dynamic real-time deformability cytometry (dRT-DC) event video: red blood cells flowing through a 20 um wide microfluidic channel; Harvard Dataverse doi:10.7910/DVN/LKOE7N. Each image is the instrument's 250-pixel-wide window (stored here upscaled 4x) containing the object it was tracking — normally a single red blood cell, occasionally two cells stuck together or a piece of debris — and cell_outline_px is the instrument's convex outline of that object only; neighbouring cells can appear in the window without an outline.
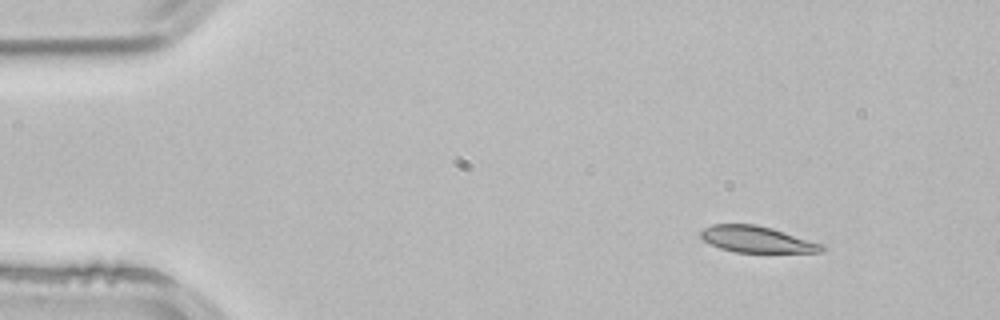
{"species": "common noctule bat (a hibernating species)", "species_latin": "Nyctalus noctula", "temperature_condition": "room temperature", "stored_images_in_passage": 3, "camera_frame_rate_fps": 3000, "um_per_image_px": 0.085, "animal": {"sex": "male", "body_mass_g": 21.5, "forearm_length_mm": 52.0}, "frame": {"image": 1, "passage_image": 1, "time_ms": 0.0, "image_size_px": [1000, 320], "cell_outline_px": [[824, 252], [736, 252], [720, 248], [704, 240], [700, 236], [700, 232], [704, 228], [712, 224], [756, 224], [772, 228], [824, 244]], "centroid_in_image_um": [64.35, 20.34], "position_along_channel_um": 20.7, "area_um2": 18.5}}